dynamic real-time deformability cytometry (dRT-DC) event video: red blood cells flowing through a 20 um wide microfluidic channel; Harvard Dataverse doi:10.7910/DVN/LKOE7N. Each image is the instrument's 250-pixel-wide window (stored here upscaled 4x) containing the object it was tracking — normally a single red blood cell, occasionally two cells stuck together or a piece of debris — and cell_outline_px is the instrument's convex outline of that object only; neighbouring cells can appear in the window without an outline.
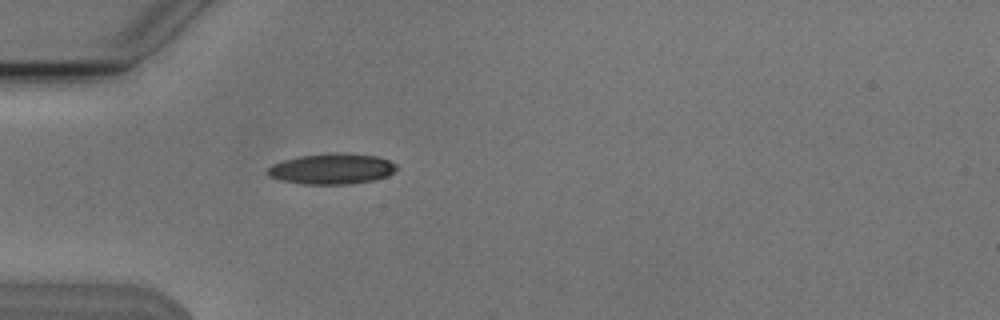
{"species": "Egyptian fruit bat (a non-hibernating species)", "species_latin": "Rousettus aegyptiacus", "temperature_condition": "cold", "stored_images_in_passage": 13, "camera_frame_rate_fps": 3000, "um_per_image_px": 0.085, "animal": {"sex": "male"}, "frame": {"image": 1, "passage_image": 3, "time_ms": 0.667, "image_size_px": [1000, 320], "cell_outline_px": [[396, 168], [388, 176], [372, 180], [344, 184], [304, 184], [280, 180], [268, 176], [268, 168], [272, 164], [284, 160], [300, 156], [336, 152], [344, 152], [376, 156], [388, 160], [396, 164]], "centroid_in_image_um": [28.19, 14.34], "position_along_channel_um": 56.8, "area_um2": 22.89}}
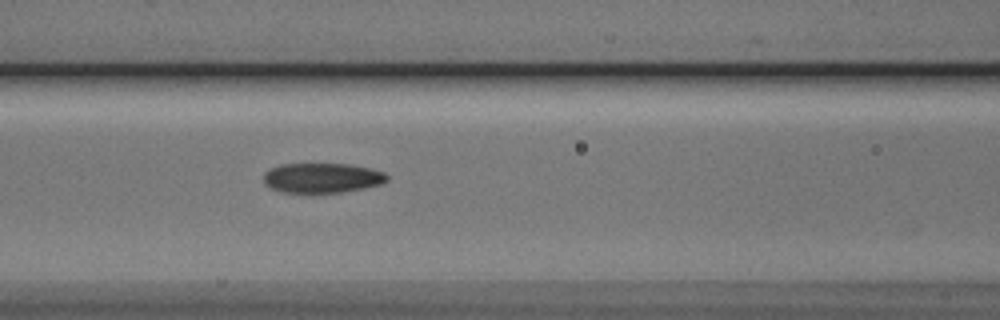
{"frame": {"image": 2, "passage_image": 10, "time_ms": 3.0, "image_size_px": [1000, 320], "cell_outline_px": [[388, 180], [380, 184], [364, 188], [340, 192], [312, 196], [284, 192], [272, 188], [264, 184], [264, 172], [268, 168], [280, 164], [352, 164], [372, 168], [384, 172], [388, 176]], "centroid_in_image_um": [27.35, 15.15], "position_along_channel_um": 139.3, "area_um2": 22.31}}
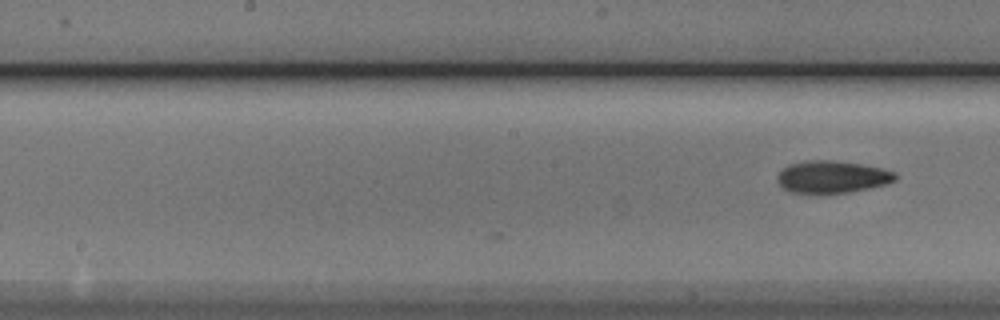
{"frame": {"image": 3, "passage_image": 13, "time_ms": 4.0, "image_size_px": [1000, 320], "cell_outline_px": [[896, 180], [884, 184], [868, 188], [848, 192], [820, 196], [812, 196], [788, 192], [776, 180], [776, 176], [788, 164], [808, 160], [832, 160], [860, 164], [880, 168], [896, 172]], "centroid_in_image_um": [70.65, 15.08], "position_along_channel_um": 177.5, "area_um2": 22.77}}